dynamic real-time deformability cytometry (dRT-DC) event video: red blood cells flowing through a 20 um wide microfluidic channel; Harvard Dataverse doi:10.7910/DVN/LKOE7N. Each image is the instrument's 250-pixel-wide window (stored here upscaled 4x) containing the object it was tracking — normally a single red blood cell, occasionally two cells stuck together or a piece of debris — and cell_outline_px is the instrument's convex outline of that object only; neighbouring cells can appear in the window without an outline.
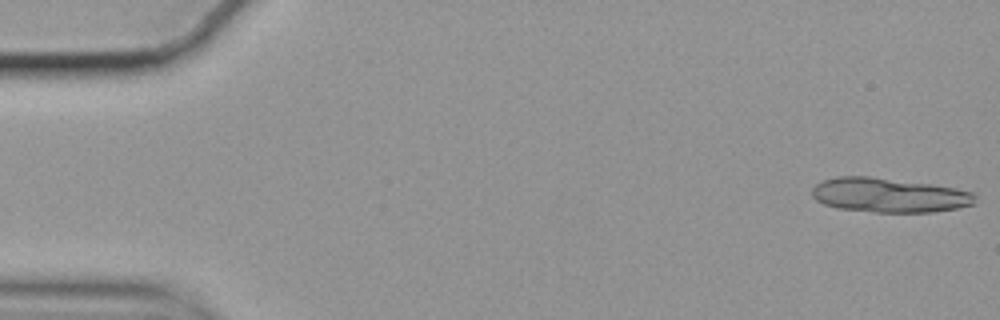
{"species": "common noctule bat (a hibernating species)", "species_latin": "Nyctalus noctula", "temperature_condition": "cold", "stored_images_in_passage": 14, "camera_frame_rate_fps": 3000, "um_per_image_px": 0.085, "animal": {"sex": "female", "body_mass_g": 19.9}, "frame": {"image": 1, "passage_image": 1, "time_ms": 0.0, "image_size_px": [1000, 320], "cell_outline_px": [[976, 196], [972, 204], [956, 208], [932, 212], [876, 212], [836, 208], [824, 204], [816, 200], [812, 196], [812, 188], [820, 180], [836, 176], [868, 176], [932, 184], [956, 188], [972, 192]], "centroid_in_image_um": [75.51, 16.58], "position_along_channel_um": 9.5, "area_um2": 32.77}}